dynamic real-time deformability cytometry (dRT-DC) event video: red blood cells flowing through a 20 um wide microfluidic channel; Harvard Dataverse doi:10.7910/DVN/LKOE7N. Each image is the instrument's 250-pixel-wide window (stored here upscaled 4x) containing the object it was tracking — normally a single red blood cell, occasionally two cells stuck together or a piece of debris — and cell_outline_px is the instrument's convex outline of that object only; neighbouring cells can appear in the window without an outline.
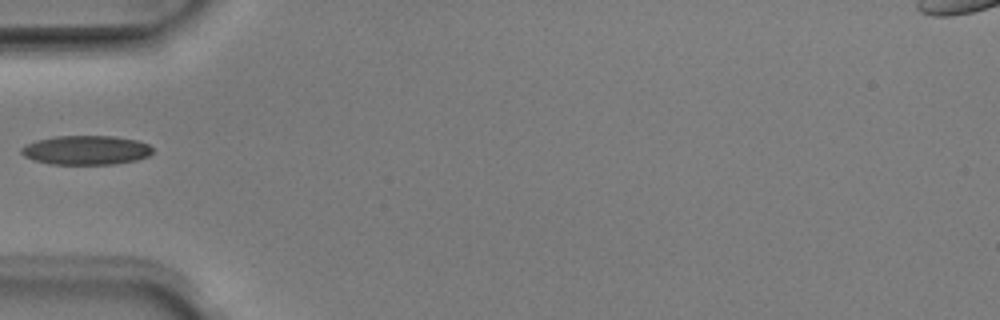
{"species": "Egyptian fruit bat (a non-hibernating species)", "species_latin": "Rousettus aegyptiacus", "temperature_condition": "room temperature", "stored_images_in_passage": 17, "camera_frame_rate_fps": 3000, "um_per_image_px": 0.085, "animal": {"sex": "male"}, "frame": {"image": 1, "passage_image": 1, "time_ms": 0.0, "image_size_px": [1000, 320], "cell_outline_px": [[152, 152], [148, 156], [136, 160], [116, 164], [48, 164], [32, 160], [24, 156], [20, 152], [20, 148], [36, 140], [56, 136], [112, 136], [136, 140], [148, 144], [152, 148]], "centroid_in_image_um": [7.29, 12.77], "position_along_channel_um": 77.7, "area_um2": 22.37}}
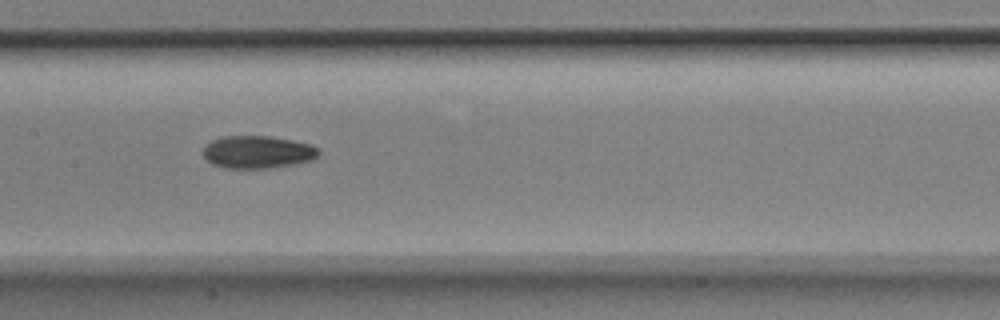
{"frame": {"image": 2, "passage_image": 9, "time_ms": 2.667, "image_size_px": [1000, 320], "cell_outline_px": [[320, 156], [312, 160], [296, 164], [268, 168], [224, 168], [212, 164], [204, 156], [204, 148], [212, 140], [220, 136], [272, 136], [312, 144], [320, 148]], "centroid_in_image_um": [21.96, 12.92], "position_along_channel_um": 185.4, "area_um2": 22.2}}
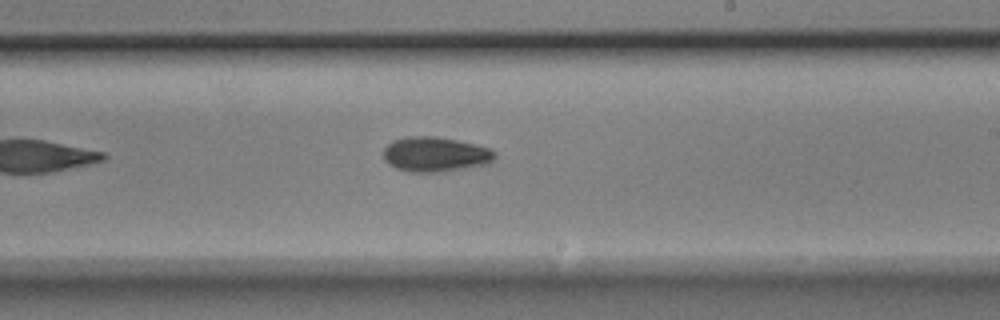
{"frame": {"image": 3, "passage_image": 14, "time_ms": 4.333, "image_size_px": [1000, 320], "cell_outline_px": [[496, 156], [488, 164], [444, 172], [408, 172], [396, 168], [388, 164], [384, 160], [384, 148], [392, 140], [404, 136], [436, 136], [476, 144], [492, 148], [496, 152]], "centroid_in_image_um": [37.0, 13.12], "position_along_channel_um": 252.0, "area_um2": 23.0}}